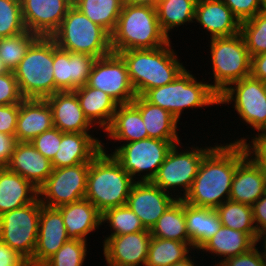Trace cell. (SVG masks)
<instances>
[{"label": "cell", "instance_id": "cell-1", "mask_svg": "<svg viewBox=\"0 0 266 266\" xmlns=\"http://www.w3.org/2000/svg\"><path fill=\"white\" fill-rule=\"evenodd\" d=\"M203 157L197 175L182 200L197 207L216 209L229 200L237 165L247 156L241 143H214Z\"/></svg>", "mask_w": 266, "mask_h": 266}, {"label": "cell", "instance_id": "cell-2", "mask_svg": "<svg viewBox=\"0 0 266 266\" xmlns=\"http://www.w3.org/2000/svg\"><path fill=\"white\" fill-rule=\"evenodd\" d=\"M173 48L170 40L166 45L154 49L118 52L126 64L130 83L137 96L173 82L186 68Z\"/></svg>", "mask_w": 266, "mask_h": 266}, {"label": "cell", "instance_id": "cell-3", "mask_svg": "<svg viewBox=\"0 0 266 266\" xmlns=\"http://www.w3.org/2000/svg\"><path fill=\"white\" fill-rule=\"evenodd\" d=\"M104 145L101 143L102 150L89 163L85 193V199L101 214L110 208L126 205L136 182L112 154H108Z\"/></svg>", "mask_w": 266, "mask_h": 266}, {"label": "cell", "instance_id": "cell-4", "mask_svg": "<svg viewBox=\"0 0 266 266\" xmlns=\"http://www.w3.org/2000/svg\"><path fill=\"white\" fill-rule=\"evenodd\" d=\"M171 39L162 31L156 8L124 2L116 27L110 35L114 53L132 49H154Z\"/></svg>", "mask_w": 266, "mask_h": 266}, {"label": "cell", "instance_id": "cell-5", "mask_svg": "<svg viewBox=\"0 0 266 266\" xmlns=\"http://www.w3.org/2000/svg\"><path fill=\"white\" fill-rule=\"evenodd\" d=\"M197 80L188 69L164 86L147 90L142 97L149 103L167 110L179 122L184 110L200 109L218 105L219 95L211 88L209 81Z\"/></svg>", "mask_w": 266, "mask_h": 266}, {"label": "cell", "instance_id": "cell-6", "mask_svg": "<svg viewBox=\"0 0 266 266\" xmlns=\"http://www.w3.org/2000/svg\"><path fill=\"white\" fill-rule=\"evenodd\" d=\"M13 72L24 99H46L55 94L53 38L39 36Z\"/></svg>", "mask_w": 266, "mask_h": 266}, {"label": "cell", "instance_id": "cell-7", "mask_svg": "<svg viewBox=\"0 0 266 266\" xmlns=\"http://www.w3.org/2000/svg\"><path fill=\"white\" fill-rule=\"evenodd\" d=\"M58 48L101 58L112 52L110 35L72 5L51 36Z\"/></svg>", "mask_w": 266, "mask_h": 266}, {"label": "cell", "instance_id": "cell-8", "mask_svg": "<svg viewBox=\"0 0 266 266\" xmlns=\"http://www.w3.org/2000/svg\"><path fill=\"white\" fill-rule=\"evenodd\" d=\"M209 43L214 77L211 88L219 95L232 83L250 76L251 56L241 33L211 38Z\"/></svg>", "mask_w": 266, "mask_h": 266}, {"label": "cell", "instance_id": "cell-9", "mask_svg": "<svg viewBox=\"0 0 266 266\" xmlns=\"http://www.w3.org/2000/svg\"><path fill=\"white\" fill-rule=\"evenodd\" d=\"M182 144L184 145L182 142L173 145L151 181L163 191L174 195L176 199H182L188 193L203 157L215 146L191 145L183 150Z\"/></svg>", "mask_w": 266, "mask_h": 266}, {"label": "cell", "instance_id": "cell-10", "mask_svg": "<svg viewBox=\"0 0 266 266\" xmlns=\"http://www.w3.org/2000/svg\"><path fill=\"white\" fill-rule=\"evenodd\" d=\"M180 141L146 138L120 144L110 154L135 181H152L170 149Z\"/></svg>", "mask_w": 266, "mask_h": 266}, {"label": "cell", "instance_id": "cell-11", "mask_svg": "<svg viewBox=\"0 0 266 266\" xmlns=\"http://www.w3.org/2000/svg\"><path fill=\"white\" fill-rule=\"evenodd\" d=\"M219 105H231L239 120L257 133L266 132V95L264 83L247 76L229 85L218 98Z\"/></svg>", "mask_w": 266, "mask_h": 266}, {"label": "cell", "instance_id": "cell-12", "mask_svg": "<svg viewBox=\"0 0 266 266\" xmlns=\"http://www.w3.org/2000/svg\"><path fill=\"white\" fill-rule=\"evenodd\" d=\"M42 203H33L0 215V241L15 250L27 262L33 258L37 244Z\"/></svg>", "mask_w": 266, "mask_h": 266}, {"label": "cell", "instance_id": "cell-13", "mask_svg": "<svg viewBox=\"0 0 266 266\" xmlns=\"http://www.w3.org/2000/svg\"><path fill=\"white\" fill-rule=\"evenodd\" d=\"M88 171L89 163L53 168L38 189V198L42 205L58 208L85 199Z\"/></svg>", "mask_w": 266, "mask_h": 266}, {"label": "cell", "instance_id": "cell-14", "mask_svg": "<svg viewBox=\"0 0 266 266\" xmlns=\"http://www.w3.org/2000/svg\"><path fill=\"white\" fill-rule=\"evenodd\" d=\"M86 85L107 93L119 105L130 104L137 96L123 58L114 52L95 60Z\"/></svg>", "mask_w": 266, "mask_h": 266}, {"label": "cell", "instance_id": "cell-15", "mask_svg": "<svg viewBox=\"0 0 266 266\" xmlns=\"http://www.w3.org/2000/svg\"><path fill=\"white\" fill-rule=\"evenodd\" d=\"M104 238L106 266H145L152 238L150 230Z\"/></svg>", "mask_w": 266, "mask_h": 266}, {"label": "cell", "instance_id": "cell-16", "mask_svg": "<svg viewBox=\"0 0 266 266\" xmlns=\"http://www.w3.org/2000/svg\"><path fill=\"white\" fill-rule=\"evenodd\" d=\"M26 30L51 37L60 27L73 0H20Z\"/></svg>", "mask_w": 266, "mask_h": 266}, {"label": "cell", "instance_id": "cell-17", "mask_svg": "<svg viewBox=\"0 0 266 266\" xmlns=\"http://www.w3.org/2000/svg\"><path fill=\"white\" fill-rule=\"evenodd\" d=\"M176 200L151 181H136L131 188L126 205L137 215L148 230L156 224L166 209Z\"/></svg>", "mask_w": 266, "mask_h": 266}, {"label": "cell", "instance_id": "cell-18", "mask_svg": "<svg viewBox=\"0 0 266 266\" xmlns=\"http://www.w3.org/2000/svg\"><path fill=\"white\" fill-rule=\"evenodd\" d=\"M97 58L87 54L72 53L57 47L53 39V75L55 93L74 91L87 84L92 66Z\"/></svg>", "mask_w": 266, "mask_h": 266}, {"label": "cell", "instance_id": "cell-19", "mask_svg": "<svg viewBox=\"0 0 266 266\" xmlns=\"http://www.w3.org/2000/svg\"><path fill=\"white\" fill-rule=\"evenodd\" d=\"M69 239L61 212L42 205L37 244L28 266H42Z\"/></svg>", "mask_w": 266, "mask_h": 266}, {"label": "cell", "instance_id": "cell-20", "mask_svg": "<svg viewBox=\"0 0 266 266\" xmlns=\"http://www.w3.org/2000/svg\"><path fill=\"white\" fill-rule=\"evenodd\" d=\"M194 22L209 32L210 39L240 33L241 22L221 0H197Z\"/></svg>", "mask_w": 266, "mask_h": 266}, {"label": "cell", "instance_id": "cell-21", "mask_svg": "<svg viewBox=\"0 0 266 266\" xmlns=\"http://www.w3.org/2000/svg\"><path fill=\"white\" fill-rule=\"evenodd\" d=\"M46 100L52 109L54 127L61 132L94 133L96 128L84 115L74 91H58Z\"/></svg>", "mask_w": 266, "mask_h": 266}, {"label": "cell", "instance_id": "cell-22", "mask_svg": "<svg viewBox=\"0 0 266 266\" xmlns=\"http://www.w3.org/2000/svg\"><path fill=\"white\" fill-rule=\"evenodd\" d=\"M102 140L93 133L61 132L59 150L51 161L53 168H64L90 163L102 150Z\"/></svg>", "mask_w": 266, "mask_h": 266}, {"label": "cell", "instance_id": "cell-23", "mask_svg": "<svg viewBox=\"0 0 266 266\" xmlns=\"http://www.w3.org/2000/svg\"><path fill=\"white\" fill-rule=\"evenodd\" d=\"M5 167L21 175L37 189L44 184L53 170L51 161L45 158L31 142H17Z\"/></svg>", "mask_w": 266, "mask_h": 266}, {"label": "cell", "instance_id": "cell-24", "mask_svg": "<svg viewBox=\"0 0 266 266\" xmlns=\"http://www.w3.org/2000/svg\"><path fill=\"white\" fill-rule=\"evenodd\" d=\"M53 127L52 109L46 99H24L19 104L15 131L18 142H30Z\"/></svg>", "mask_w": 266, "mask_h": 266}, {"label": "cell", "instance_id": "cell-25", "mask_svg": "<svg viewBox=\"0 0 266 266\" xmlns=\"http://www.w3.org/2000/svg\"><path fill=\"white\" fill-rule=\"evenodd\" d=\"M57 209L61 212L70 239L87 241V235L102 227V214L87 199L65 204Z\"/></svg>", "mask_w": 266, "mask_h": 266}, {"label": "cell", "instance_id": "cell-26", "mask_svg": "<svg viewBox=\"0 0 266 266\" xmlns=\"http://www.w3.org/2000/svg\"><path fill=\"white\" fill-rule=\"evenodd\" d=\"M265 193L261 169L246 156L236 167L229 200L252 206Z\"/></svg>", "mask_w": 266, "mask_h": 266}, {"label": "cell", "instance_id": "cell-27", "mask_svg": "<svg viewBox=\"0 0 266 266\" xmlns=\"http://www.w3.org/2000/svg\"><path fill=\"white\" fill-rule=\"evenodd\" d=\"M256 244L257 242L248 233L221 226L215 235L198 250L199 252L197 251V254L200 251L203 255L204 253H211V256L213 255L214 257L212 259L218 257V263L215 260V264H213L214 266H218L226 259L249 251Z\"/></svg>", "mask_w": 266, "mask_h": 266}, {"label": "cell", "instance_id": "cell-28", "mask_svg": "<svg viewBox=\"0 0 266 266\" xmlns=\"http://www.w3.org/2000/svg\"><path fill=\"white\" fill-rule=\"evenodd\" d=\"M74 92L86 118L94 128L102 129L104 132L110 125L119 104L107 93L86 84Z\"/></svg>", "mask_w": 266, "mask_h": 266}, {"label": "cell", "instance_id": "cell-29", "mask_svg": "<svg viewBox=\"0 0 266 266\" xmlns=\"http://www.w3.org/2000/svg\"><path fill=\"white\" fill-rule=\"evenodd\" d=\"M38 198V189L18 173L0 167V215Z\"/></svg>", "mask_w": 266, "mask_h": 266}, {"label": "cell", "instance_id": "cell-30", "mask_svg": "<svg viewBox=\"0 0 266 266\" xmlns=\"http://www.w3.org/2000/svg\"><path fill=\"white\" fill-rule=\"evenodd\" d=\"M105 132L108 140L111 138L114 142L119 141L120 144L123 141V143H131L149 138L140 111L132 103L118 105L104 134Z\"/></svg>", "mask_w": 266, "mask_h": 266}, {"label": "cell", "instance_id": "cell-31", "mask_svg": "<svg viewBox=\"0 0 266 266\" xmlns=\"http://www.w3.org/2000/svg\"><path fill=\"white\" fill-rule=\"evenodd\" d=\"M131 103L140 111L149 138L182 140L177 132L179 121L167 110L149 103L142 96H136Z\"/></svg>", "mask_w": 266, "mask_h": 266}, {"label": "cell", "instance_id": "cell-32", "mask_svg": "<svg viewBox=\"0 0 266 266\" xmlns=\"http://www.w3.org/2000/svg\"><path fill=\"white\" fill-rule=\"evenodd\" d=\"M186 230L196 252L221 228L218 212L210 207L185 203Z\"/></svg>", "mask_w": 266, "mask_h": 266}, {"label": "cell", "instance_id": "cell-33", "mask_svg": "<svg viewBox=\"0 0 266 266\" xmlns=\"http://www.w3.org/2000/svg\"><path fill=\"white\" fill-rule=\"evenodd\" d=\"M152 237L190 242L186 230L185 202L176 199L150 230Z\"/></svg>", "mask_w": 266, "mask_h": 266}, {"label": "cell", "instance_id": "cell-34", "mask_svg": "<svg viewBox=\"0 0 266 266\" xmlns=\"http://www.w3.org/2000/svg\"><path fill=\"white\" fill-rule=\"evenodd\" d=\"M197 0H160L155 7L162 31L170 38L172 29L194 23Z\"/></svg>", "mask_w": 266, "mask_h": 266}, {"label": "cell", "instance_id": "cell-35", "mask_svg": "<svg viewBox=\"0 0 266 266\" xmlns=\"http://www.w3.org/2000/svg\"><path fill=\"white\" fill-rule=\"evenodd\" d=\"M73 5L111 35L116 27L124 0H73Z\"/></svg>", "mask_w": 266, "mask_h": 266}, {"label": "cell", "instance_id": "cell-36", "mask_svg": "<svg viewBox=\"0 0 266 266\" xmlns=\"http://www.w3.org/2000/svg\"><path fill=\"white\" fill-rule=\"evenodd\" d=\"M190 253H196L190 242L152 237L145 266H171Z\"/></svg>", "mask_w": 266, "mask_h": 266}, {"label": "cell", "instance_id": "cell-37", "mask_svg": "<svg viewBox=\"0 0 266 266\" xmlns=\"http://www.w3.org/2000/svg\"><path fill=\"white\" fill-rule=\"evenodd\" d=\"M215 210L222 226L248 233L259 244L261 236L256 230L252 206L227 200Z\"/></svg>", "mask_w": 266, "mask_h": 266}, {"label": "cell", "instance_id": "cell-38", "mask_svg": "<svg viewBox=\"0 0 266 266\" xmlns=\"http://www.w3.org/2000/svg\"><path fill=\"white\" fill-rule=\"evenodd\" d=\"M101 223L102 225L106 223L105 227H110V235L106 236H118L147 230L127 205L106 210L102 214Z\"/></svg>", "mask_w": 266, "mask_h": 266}, {"label": "cell", "instance_id": "cell-39", "mask_svg": "<svg viewBox=\"0 0 266 266\" xmlns=\"http://www.w3.org/2000/svg\"><path fill=\"white\" fill-rule=\"evenodd\" d=\"M38 37L37 34L26 30L16 36L0 38V58L9 71H14L18 67Z\"/></svg>", "mask_w": 266, "mask_h": 266}, {"label": "cell", "instance_id": "cell-40", "mask_svg": "<svg viewBox=\"0 0 266 266\" xmlns=\"http://www.w3.org/2000/svg\"><path fill=\"white\" fill-rule=\"evenodd\" d=\"M240 33L251 57L266 52V10L241 22Z\"/></svg>", "mask_w": 266, "mask_h": 266}, {"label": "cell", "instance_id": "cell-41", "mask_svg": "<svg viewBox=\"0 0 266 266\" xmlns=\"http://www.w3.org/2000/svg\"><path fill=\"white\" fill-rule=\"evenodd\" d=\"M88 242L69 239L42 266H83L88 254Z\"/></svg>", "mask_w": 266, "mask_h": 266}, {"label": "cell", "instance_id": "cell-42", "mask_svg": "<svg viewBox=\"0 0 266 266\" xmlns=\"http://www.w3.org/2000/svg\"><path fill=\"white\" fill-rule=\"evenodd\" d=\"M25 31L21 1L0 0V38L16 36Z\"/></svg>", "mask_w": 266, "mask_h": 266}, {"label": "cell", "instance_id": "cell-43", "mask_svg": "<svg viewBox=\"0 0 266 266\" xmlns=\"http://www.w3.org/2000/svg\"><path fill=\"white\" fill-rule=\"evenodd\" d=\"M251 133V141L249 135L246 138L239 137L231 141V143H241L246 151V155L259 167H266V132ZM255 134V136H254ZM248 137V138H247ZM248 139V140H247ZM249 141V143L247 142Z\"/></svg>", "mask_w": 266, "mask_h": 266}, {"label": "cell", "instance_id": "cell-44", "mask_svg": "<svg viewBox=\"0 0 266 266\" xmlns=\"http://www.w3.org/2000/svg\"><path fill=\"white\" fill-rule=\"evenodd\" d=\"M30 142L45 158L52 161L59 150L61 131L53 127L39 134Z\"/></svg>", "mask_w": 266, "mask_h": 266}, {"label": "cell", "instance_id": "cell-45", "mask_svg": "<svg viewBox=\"0 0 266 266\" xmlns=\"http://www.w3.org/2000/svg\"><path fill=\"white\" fill-rule=\"evenodd\" d=\"M23 100L14 72L0 74V105L20 104Z\"/></svg>", "mask_w": 266, "mask_h": 266}, {"label": "cell", "instance_id": "cell-46", "mask_svg": "<svg viewBox=\"0 0 266 266\" xmlns=\"http://www.w3.org/2000/svg\"><path fill=\"white\" fill-rule=\"evenodd\" d=\"M238 18L240 22L254 17L257 13L266 10V4L263 0H221Z\"/></svg>", "mask_w": 266, "mask_h": 266}, {"label": "cell", "instance_id": "cell-47", "mask_svg": "<svg viewBox=\"0 0 266 266\" xmlns=\"http://www.w3.org/2000/svg\"><path fill=\"white\" fill-rule=\"evenodd\" d=\"M257 246L258 244L245 253L222 261L218 266H266V251Z\"/></svg>", "mask_w": 266, "mask_h": 266}, {"label": "cell", "instance_id": "cell-48", "mask_svg": "<svg viewBox=\"0 0 266 266\" xmlns=\"http://www.w3.org/2000/svg\"><path fill=\"white\" fill-rule=\"evenodd\" d=\"M19 104L0 105V132L15 136Z\"/></svg>", "mask_w": 266, "mask_h": 266}, {"label": "cell", "instance_id": "cell-49", "mask_svg": "<svg viewBox=\"0 0 266 266\" xmlns=\"http://www.w3.org/2000/svg\"><path fill=\"white\" fill-rule=\"evenodd\" d=\"M253 219L258 234L266 231V193L252 205Z\"/></svg>", "mask_w": 266, "mask_h": 266}, {"label": "cell", "instance_id": "cell-50", "mask_svg": "<svg viewBox=\"0 0 266 266\" xmlns=\"http://www.w3.org/2000/svg\"><path fill=\"white\" fill-rule=\"evenodd\" d=\"M0 266H28V262L15 250L0 241Z\"/></svg>", "mask_w": 266, "mask_h": 266}, {"label": "cell", "instance_id": "cell-51", "mask_svg": "<svg viewBox=\"0 0 266 266\" xmlns=\"http://www.w3.org/2000/svg\"><path fill=\"white\" fill-rule=\"evenodd\" d=\"M15 136L0 132V167H5L17 144Z\"/></svg>", "mask_w": 266, "mask_h": 266}, {"label": "cell", "instance_id": "cell-52", "mask_svg": "<svg viewBox=\"0 0 266 266\" xmlns=\"http://www.w3.org/2000/svg\"><path fill=\"white\" fill-rule=\"evenodd\" d=\"M256 79L266 82V52L251 57V73Z\"/></svg>", "mask_w": 266, "mask_h": 266}, {"label": "cell", "instance_id": "cell-53", "mask_svg": "<svg viewBox=\"0 0 266 266\" xmlns=\"http://www.w3.org/2000/svg\"><path fill=\"white\" fill-rule=\"evenodd\" d=\"M160 0H124V2L133 5H149L156 7Z\"/></svg>", "mask_w": 266, "mask_h": 266}, {"label": "cell", "instance_id": "cell-54", "mask_svg": "<svg viewBox=\"0 0 266 266\" xmlns=\"http://www.w3.org/2000/svg\"><path fill=\"white\" fill-rule=\"evenodd\" d=\"M194 261L196 263L198 262L197 259L195 260L194 258H192L191 254H189L186 258L181 261H178L177 263L171 266H198V263L196 264Z\"/></svg>", "mask_w": 266, "mask_h": 266}, {"label": "cell", "instance_id": "cell-55", "mask_svg": "<svg viewBox=\"0 0 266 266\" xmlns=\"http://www.w3.org/2000/svg\"><path fill=\"white\" fill-rule=\"evenodd\" d=\"M262 240V241H261ZM259 243H261V244H263V245H261L263 248H264V250L266 251V231L261 235V239H260V242Z\"/></svg>", "mask_w": 266, "mask_h": 266}, {"label": "cell", "instance_id": "cell-56", "mask_svg": "<svg viewBox=\"0 0 266 266\" xmlns=\"http://www.w3.org/2000/svg\"><path fill=\"white\" fill-rule=\"evenodd\" d=\"M6 72H9V70L6 68L2 59L0 58V74L6 73Z\"/></svg>", "mask_w": 266, "mask_h": 266}, {"label": "cell", "instance_id": "cell-57", "mask_svg": "<svg viewBox=\"0 0 266 266\" xmlns=\"http://www.w3.org/2000/svg\"><path fill=\"white\" fill-rule=\"evenodd\" d=\"M262 171L263 177H264V181H265V185H266V167H259Z\"/></svg>", "mask_w": 266, "mask_h": 266}, {"label": "cell", "instance_id": "cell-58", "mask_svg": "<svg viewBox=\"0 0 266 266\" xmlns=\"http://www.w3.org/2000/svg\"><path fill=\"white\" fill-rule=\"evenodd\" d=\"M265 95H266V82H264Z\"/></svg>", "mask_w": 266, "mask_h": 266}]
</instances>
